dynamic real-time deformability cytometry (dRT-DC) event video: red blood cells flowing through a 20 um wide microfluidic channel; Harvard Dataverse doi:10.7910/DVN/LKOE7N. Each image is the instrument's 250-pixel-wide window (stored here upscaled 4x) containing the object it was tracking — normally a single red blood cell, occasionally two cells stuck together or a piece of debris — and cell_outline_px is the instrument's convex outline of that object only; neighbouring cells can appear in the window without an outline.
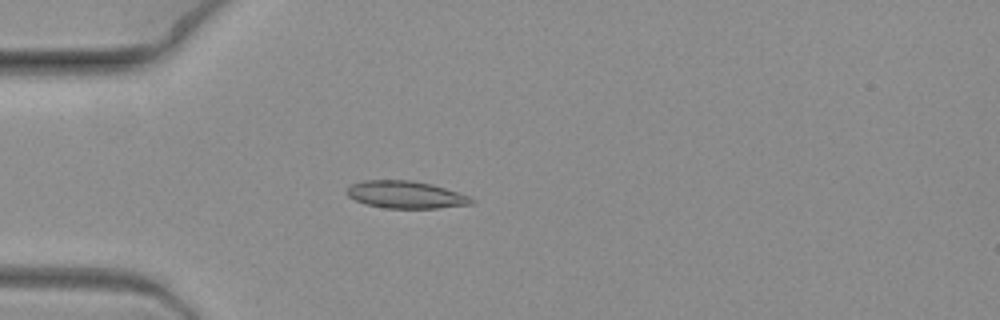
{"species": "common noctule bat (a hibernating species)", "species_latin": "Nyctalus noctula", "temperature_condition": "warm", "stored_images_in_passage": 8, "camera_frame_rate_fps": 3000, "um_per_image_px": 0.085, "animal": {"sex": "female", "body_mass_g": 19.3, "forearm_length_mm": 54.1}, "frame": {"image": 1, "passage_image": 5, "time_ms": 1.333, "image_size_px": [1000, 320], "cell_outline_px": [[476, 204], [436, 208], [384, 208], [364, 204], [348, 196], [344, 192], [352, 184], [364, 180], [412, 180], [432, 184], [472, 196], [476, 200]], "centroid_in_image_um": [34.54, 16.55], "position_along_channel_um": 50.5, "area_um2": 20.17}}
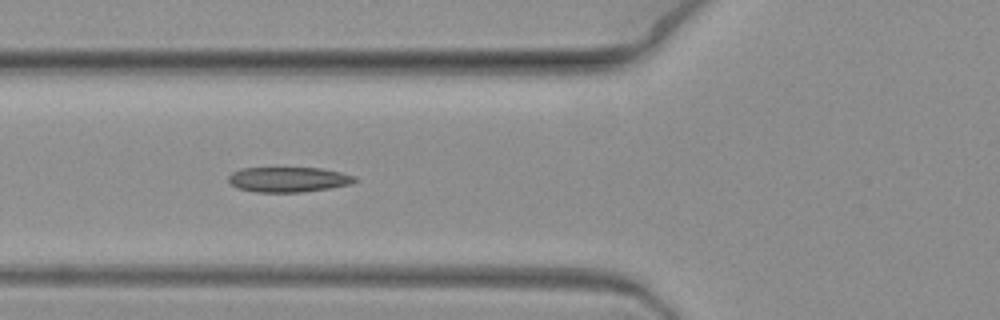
{"frame": {"image": 2, "passage_image": 7, "time_ms": 2.0, "image_size_px": [1000, 320], "cell_outline_px": [[360, 180], [352, 184], [304, 192], [256, 192], [236, 188], [228, 180], [228, 176], [232, 172], [240, 168], [320, 168], [340, 172], [356, 176]], "centroid_in_image_um": [24.53, 15.26], "position_along_channel_um": 101.3, "area_um2": 18.61}}
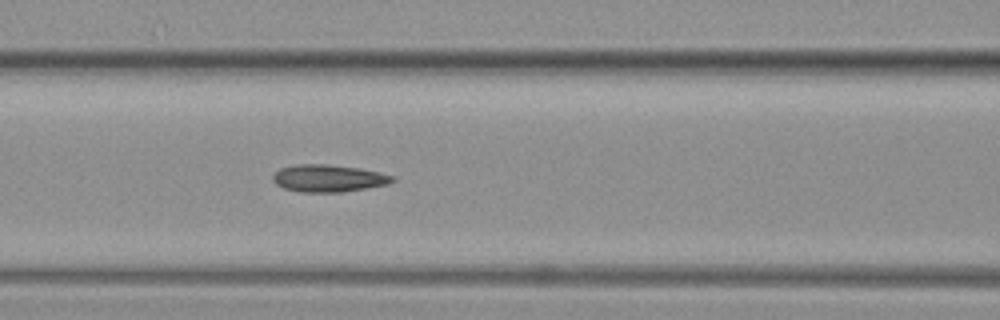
{"frame": {"image": 3, "passage_image": 8, "time_ms": 2.333, "image_size_px": [1000, 320], "cell_outline_px": [[396, 180], [388, 184], [344, 192], [300, 192], [284, 188], [276, 184], [272, 180], [272, 176], [280, 168], [296, 164], [324, 164], [356, 168], [380, 172], [396, 176]], "centroid_in_image_um": [27.93, 15.16], "position_along_channel_um": 138.7, "area_um2": 19.02}}